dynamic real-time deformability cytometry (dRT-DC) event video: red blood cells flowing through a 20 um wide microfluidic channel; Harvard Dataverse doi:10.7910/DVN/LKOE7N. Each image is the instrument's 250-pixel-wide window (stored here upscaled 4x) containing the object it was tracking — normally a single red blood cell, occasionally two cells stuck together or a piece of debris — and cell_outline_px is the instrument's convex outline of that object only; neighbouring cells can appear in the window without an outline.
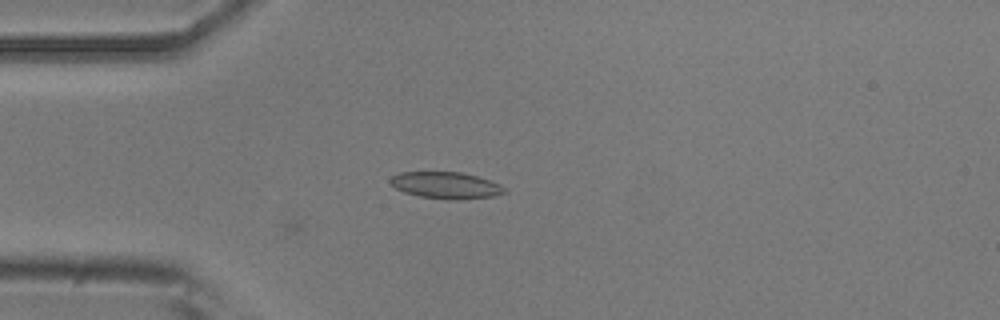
{"species": "common noctule bat (a hibernating species)", "species_latin": "Nyctalus noctula", "temperature_condition": "room temperature", "stored_images_in_passage": 4, "camera_frame_rate_fps": 3000, "um_per_image_px": 0.085, "animal": {"sex": "male", "body_mass_g": 20.5, "forearm_length_mm": 52.5}, "frame": {"image": 1, "passage_image": 4, "time_ms": 1.0, "image_size_px": [1000, 320], "cell_outline_px": [[508, 192], [492, 196], [460, 200], [448, 200], [420, 196], [404, 192], [396, 188], [388, 180], [392, 176], [400, 172], [460, 172], [476, 176], [500, 184]], "centroid_in_image_um": [37.9, 15.75], "position_along_channel_um": 47.1, "area_um2": 17.69}}